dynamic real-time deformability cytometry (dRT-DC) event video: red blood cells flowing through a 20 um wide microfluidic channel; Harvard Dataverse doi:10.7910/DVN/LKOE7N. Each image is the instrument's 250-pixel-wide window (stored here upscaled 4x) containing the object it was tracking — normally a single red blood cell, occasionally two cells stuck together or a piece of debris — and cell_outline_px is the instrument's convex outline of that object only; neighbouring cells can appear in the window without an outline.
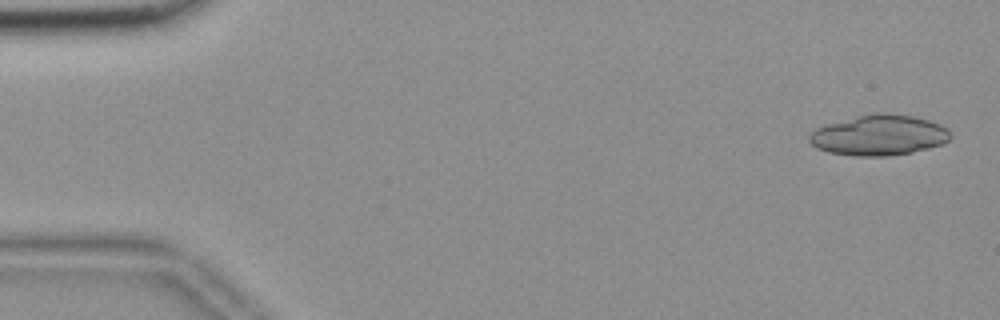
{"species": "common noctule bat (a hibernating species)", "species_latin": "Nyctalus noctula", "temperature_condition": "room temperature", "stored_images_in_passage": 42, "camera_frame_rate_fps": 3000, "um_per_image_px": 0.085, "animal": {"sex": "female", "body_mass_g": 18.4}, "frame": {"image": 1, "passage_image": 2, "time_ms": 0.333, "image_size_px": [1000, 320], "cell_outline_px": [[952, 136], [944, 144], [912, 152], [888, 156], [852, 156], [828, 152], [816, 148], [808, 140], [808, 136], [816, 128], [824, 124], [872, 112], [888, 112], [912, 116], [928, 120], [940, 124], [948, 128]], "centroid_in_image_um": [74.71, 11.48], "position_along_channel_um": 10.3, "area_um2": 33.76}, "authors_computed_cell_mechanics": {"area_um2": 19.0162, "velocity_mm_per_s": 3.6793, "shape_relaxation_time_tau1_ms": 8.2733, "shape_relaxation_time_tau2_ms": null, "deformation_change_tau1": 0.1673, "deformation_change_tau2": null}}